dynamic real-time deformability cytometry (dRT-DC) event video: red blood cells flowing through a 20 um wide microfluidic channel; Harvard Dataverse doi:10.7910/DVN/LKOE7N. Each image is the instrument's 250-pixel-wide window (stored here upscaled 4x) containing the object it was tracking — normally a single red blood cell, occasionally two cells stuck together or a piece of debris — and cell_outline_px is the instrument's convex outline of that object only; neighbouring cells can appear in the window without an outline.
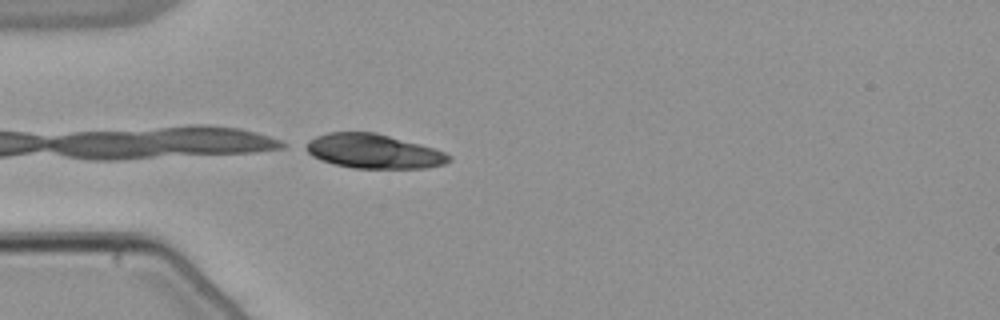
{"species": "common noctule bat (a hibernating species)", "species_latin": "Nyctalus noctula", "temperature_condition": "warm", "stored_images_in_passage": 23, "camera_frame_rate_fps": 3000, "um_per_image_px": 0.085, "animal": {"sex": "male", "body_mass_g": 21.5, "forearm_length_mm": 52.0}, "frame": {"image": 1, "passage_image": 1, "time_ms": 0.0, "image_size_px": [1000, 320], "cell_outline_px": [[452, 160], [444, 164], [424, 168], [352, 168], [320, 160], [312, 156], [300, 148], [300, 144], [316, 136], [328, 132], [376, 132], [420, 144], [444, 152], [452, 156]], "centroid_in_image_um": [31.67, 12.85], "position_along_channel_um": 53.3, "area_um2": 28.96}}
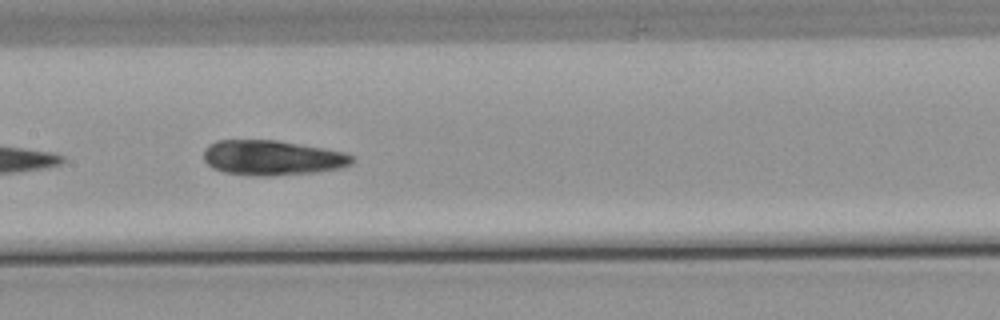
{"frame": {"image": 2, "passage_image": 12, "time_ms": 3.667, "image_size_px": [1000, 320], "cell_outline_px": [[356, 160], [352, 164], [340, 168], [316, 172], [268, 176], [264, 176], [224, 172], [212, 168], [204, 160], [204, 148], [208, 144], [216, 140], [276, 140], [344, 152], [352, 156]], "centroid_in_image_um": [23.12, 13.4], "position_along_channel_um": 184.3, "area_um2": 30.17}}
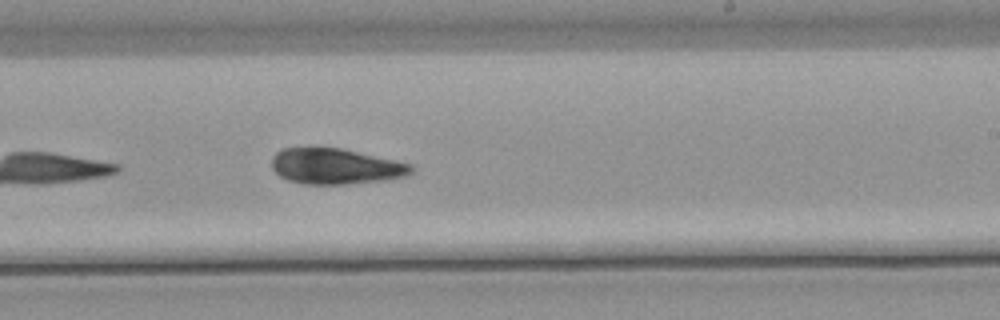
{"frame": {"image": 3, "passage_image": 18, "time_ms": 5.667, "image_size_px": [1000, 320], "cell_outline_px": [[412, 172], [404, 176], [384, 180], [344, 184], [304, 184], [288, 180], [280, 176], [272, 168], [272, 156], [276, 152], [284, 148], [340, 148], [412, 164]], "centroid_in_image_um": [28.49, 14.14], "position_along_channel_um": 260.5, "area_um2": 28.67}}